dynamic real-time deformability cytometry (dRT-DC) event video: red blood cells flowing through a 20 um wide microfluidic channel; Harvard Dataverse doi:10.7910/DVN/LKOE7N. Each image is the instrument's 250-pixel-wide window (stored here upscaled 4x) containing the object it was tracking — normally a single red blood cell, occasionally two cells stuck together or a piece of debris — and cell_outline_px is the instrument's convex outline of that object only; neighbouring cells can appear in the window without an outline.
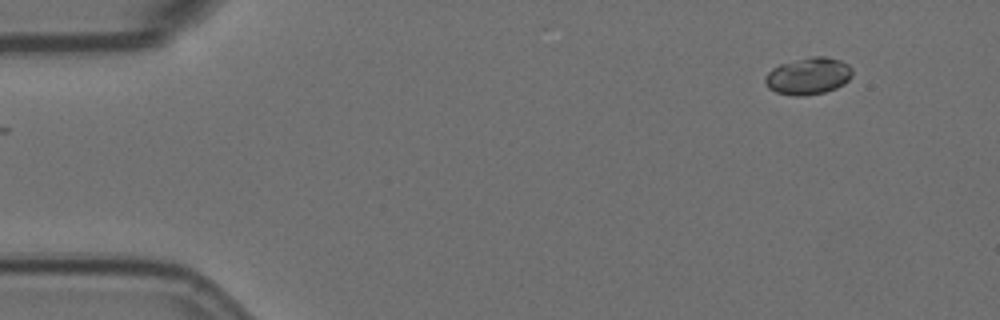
{"species": "Egyptian fruit bat (a non-hibernating species)", "species_latin": "Rousettus aegyptiacus", "temperature_condition": "room temperature", "stored_images_in_passage": 14, "camera_frame_rate_fps": 3000, "um_per_image_px": 0.085, "animal": {"sex": "female"}, "frame": {"image": 1, "passage_image": 1, "time_ms": 0.0, "image_size_px": [1000, 320], "cell_outline_px": [[852, 76], [844, 84], [836, 88], [824, 92], [804, 96], [796, 96], [776, 92], [768, 88], [764, 84], [764, 76], [772, 68], [780, 64], [812, 56], [828, 56], [840, 60], [848, 64], [852, 68]], "centroid_in_image_um": [68.7, 6.46], "position_along_channel_um": 16.3, "area_um2": 18.96}}
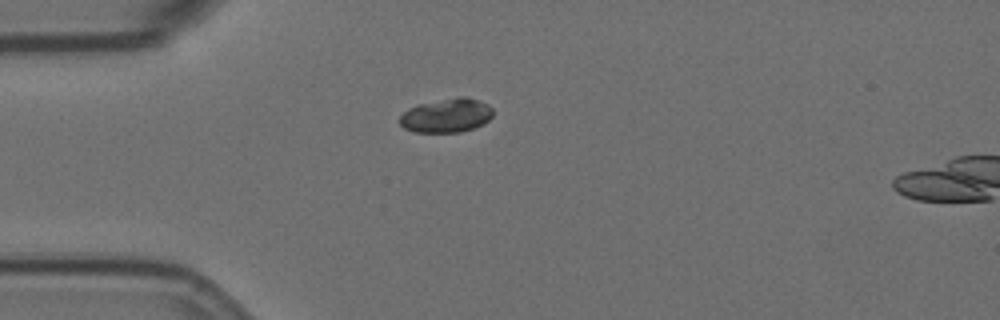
{"frame": {"image": 2, "passage_image": 11, "time_ms": 3.333, "image_size_px": [1000, 320], "cell_outline_px": [[492, 116], [484, 124], [460, 132], [416, 132], [404, 128], [400, 124], [400, 116], [408, 108], [420, 104], [460, 96], [464, 96], [488, 104], [492, 108]], "centroid_in_image_um": [37.95, 9.82], "position_along_channel_um": 47.0, "area_um2": 18.26}}